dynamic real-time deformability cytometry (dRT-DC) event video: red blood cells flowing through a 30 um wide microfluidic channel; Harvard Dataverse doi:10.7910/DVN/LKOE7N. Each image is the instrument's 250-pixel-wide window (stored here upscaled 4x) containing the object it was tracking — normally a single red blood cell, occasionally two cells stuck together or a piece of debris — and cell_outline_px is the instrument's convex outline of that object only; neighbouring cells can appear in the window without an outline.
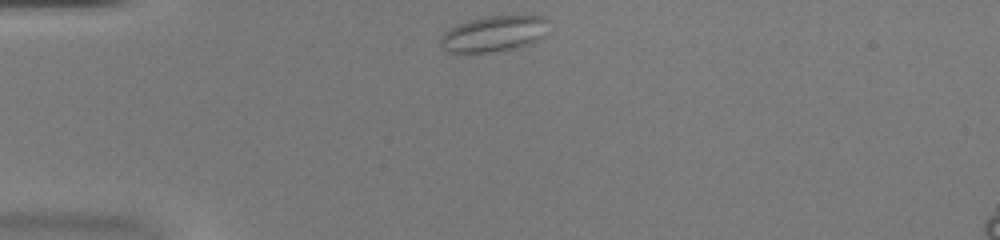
{"species": "common noctule bat (a hibernating species)", "species_latin": "Nyctalus noctula", "temperature_condition": "warm", "stored_images_in_passage": 40, "camera_frame_rate_fps": 3000, "um_per_image_px": 0.085, "animal": {"sex": "female", "body_mass_g": 20.0, "forearm_length_mm": 54.0}, "frame": {"image": 1, "passage_image": 1, "time_ms": 0.0, "image_size_px": [1000, 240], "cell_outline_px": [[548, 20], [544, 36], [532, 44], [520, 48], [492, 52], [448, 52], [440, 48], [440, 40], [444, 32], [456, 24], [468, 20], [484, 16], [528, 12], [532, 12], [544, 16]], "centroid_in_image_um": [42.06, 2.81], "position_along_channel_um": 42.9, "area_um2": 23.81}}
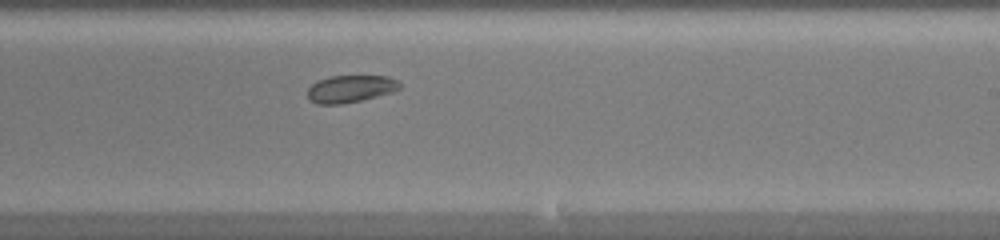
{"frame": {"image": 2, "passage_image": 20, "time_ms": 6.333, "image_size_px": [1000, 240], "cell_outline_px": [[400, 88], [392, 92], [360, 100], [340, 104], [316, 104], [308, 100], [308, 88], [316, 80], [328, 76], [388, 76], [396, 80], [400, 84]], "centroid_in_image_um": [29.73, 7.54], "position_along_channel_um": 259.3, "area_um2": 14.62}}
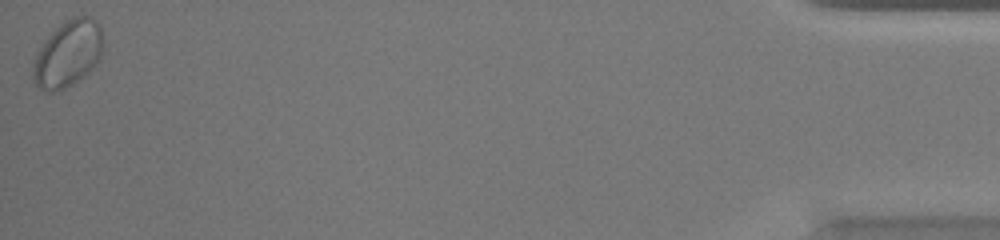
{"frame": {"image": 3, "passage_image": 40, "time_ms": 13.0, "image_size_px": [1000, 240], "cell_outline_px": [[104, 40], [100, 56], [88, 72], [60, 92], [44, 92], [32, 80], [32, 68], [36, 56], [44, 40], [60, 24], [72, 16], [92, 16], [100, 24]], "centroid_in_image_um": [5.77, 4.56], "position_along_channel_um": 429.4, "area_um2": 27.22}, "authors_computed_cell_mechanics": {"area_um2": 16.9354, "velocity_mm_per_s": 3.9066, "shape_relaxation_time_tau1_ms": null, "shape_relaxation_time_tau2_ms": 4.1348, "deformation_change_tau1": null, "deformation_change_tau2": 0.0703}}